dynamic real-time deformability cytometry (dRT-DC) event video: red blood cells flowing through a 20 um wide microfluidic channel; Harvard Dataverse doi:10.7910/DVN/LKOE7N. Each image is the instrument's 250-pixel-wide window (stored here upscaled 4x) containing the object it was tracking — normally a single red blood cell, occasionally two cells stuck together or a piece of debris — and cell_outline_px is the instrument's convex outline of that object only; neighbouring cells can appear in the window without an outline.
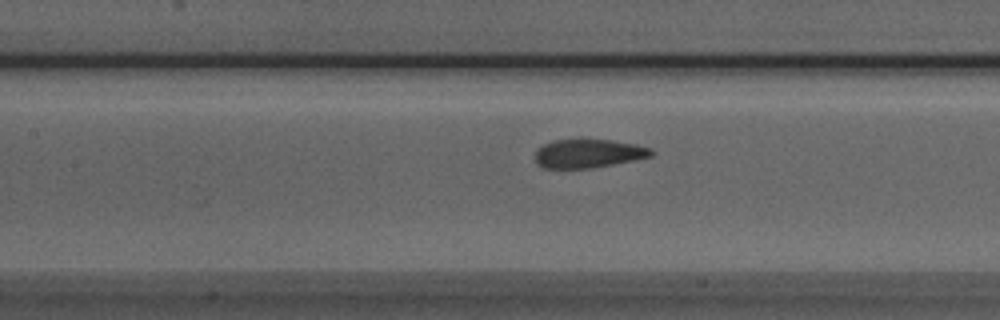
{"species": "Egyptian fruit bat (a non-hibernating species)", "species_latin": "Rousettus aegyptiacus", "temperature_condition": "room temperature", "stored_images_in_passage": 52, "camera_frame_rate_fps": 3000, "um_per_image_px": 0.085, "animal": {"sex": "male"}, "frame": {"image": 1, "passage_image": 23, "time_ms": 7.333, "image_size_px": [1000, 320], "cell_outline_px": [[656, 152], [652, 156], [592, 168], [544, 168], [536, 164], [536, 148], [552, 140], [580, 136], [612, 140], [636, 144], [652, 148]], "centroid_in_image_um": [49.99, 12.99], "position_along_channel_um": 157.4, "area_um2": 20.23}}
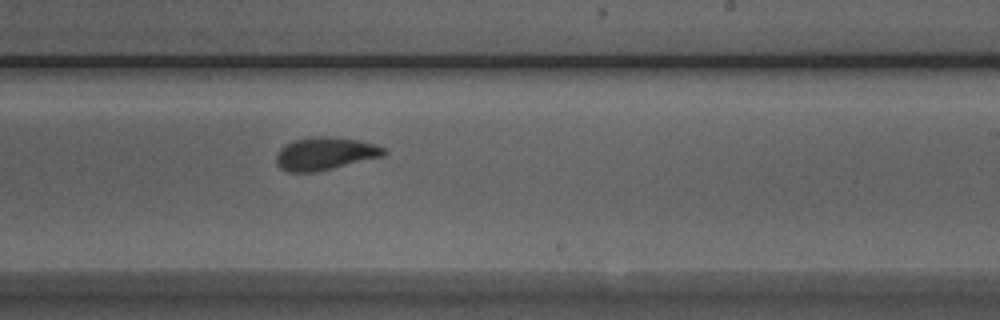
{"frame": {"image": 2, "passage_image": 31, "time_ms": 10.0, "image_size_px": [1000, 320], "cell_outline_px": [[388, 152], [384, 156], [332, 168], [312, 172], [288, 172], [280, 168], [276, 164], [276, 156], [280, 148], [284, 144], [292, 140], [312, 136], [328, 136], [356, 140], [376, 144], [384, 148]], "centroid_in_image_um": [27.6, 13.05], "position_along_channel_um": 261.4, "area_um2": 20.63}}
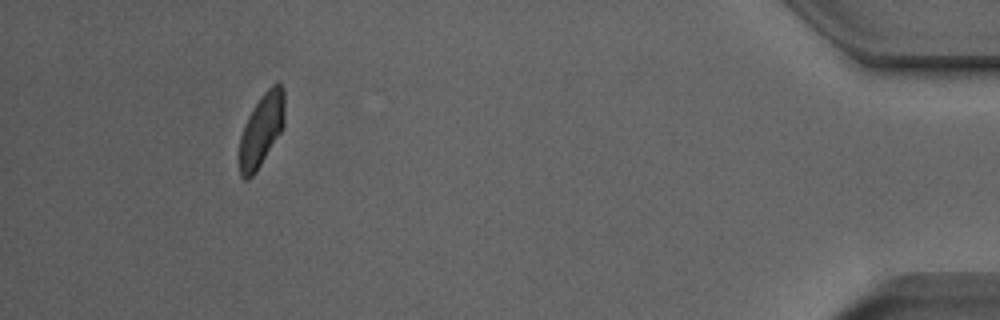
{"frame": {"image": 3, "passage_image": 48, "time_ms": 15.667, "image_size_px": [1000, 320], "cell_outline_px": [[284, 124], [280, 132], [256, 172], [248, 180], [244, 180], [240, 176], [240, 136], [244, 124], [252, 108], [260, 96], [276, 80], [280, 80], [284, 88]], "centroid_in_image_um": [22.23, 10.98], "position_along_channel_um": 413.0, "area_um2": 19.31}, "authors_computed_cell_mechanics": {"area_um2": 20.6635, "velocity_mm_per_s": 3.9108, "shape_relaxation_time_tau1_ms": 3.5502, "shape_relaxation_time_tau2_ms": 0.7386, "deformation_change_tau1": 0.1126, "deformation_change_tau2": 0.0335}}